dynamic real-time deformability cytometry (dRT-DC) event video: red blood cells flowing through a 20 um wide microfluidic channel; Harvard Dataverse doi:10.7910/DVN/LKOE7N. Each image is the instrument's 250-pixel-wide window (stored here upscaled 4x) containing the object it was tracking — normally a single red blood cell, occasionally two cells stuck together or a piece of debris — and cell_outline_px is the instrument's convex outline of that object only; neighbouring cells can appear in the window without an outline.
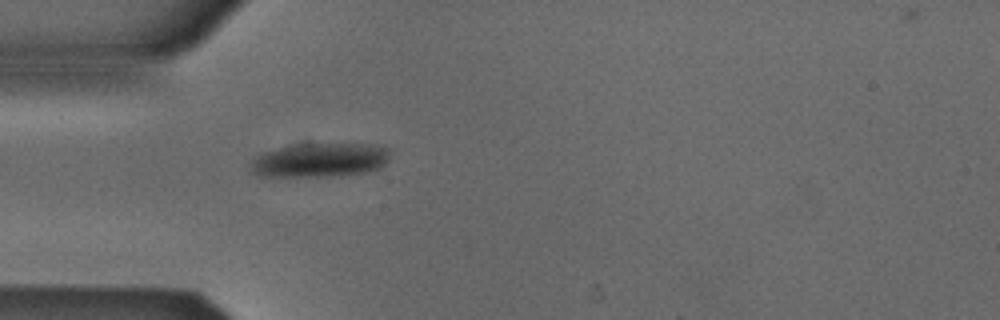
{"species": "Egyptian fruit bat (a non-hibernating species)", "species_latin": "Rousettus aegyptiacus", "temperature_condition": "cold", "stored_images_in_passage": 5, "camera_frame_rate_fps": 3000, "um_per_image_px": 0.085, "animal": {"sex": "male"}, "frame": {"image": 1, "passage_image": 5, "time_ms": 1.333, "image_size_px": [1000, 320], "cell_outline_px": [[388, 156], [384, 164], [380, 168], [368, 172], [328, 176], [260, 176], [252, 172], [248, 164], [260, 152], [276, 148], [296, 144], [372, 144], [388, 148]], "centroid_in_image_um": [27.13, 13.6], "position_along_channel_um": 57.9, "area_um2": 27.74}}